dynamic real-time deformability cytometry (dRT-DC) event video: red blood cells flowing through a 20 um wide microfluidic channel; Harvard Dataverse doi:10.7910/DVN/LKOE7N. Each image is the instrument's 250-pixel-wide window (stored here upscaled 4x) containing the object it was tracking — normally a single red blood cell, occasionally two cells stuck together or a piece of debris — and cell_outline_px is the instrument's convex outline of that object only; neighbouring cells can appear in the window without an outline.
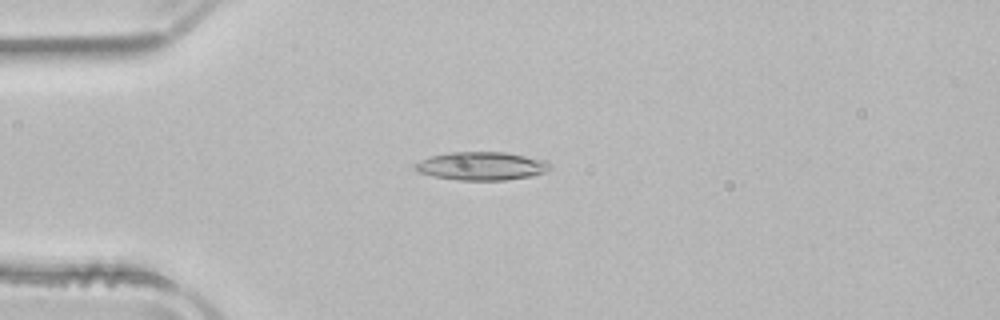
{"species": "common noctule bat (a hibernating species)", "species_latin": "Nyctalus noctula", "temperature_condition": "room temperature", "stored_images_in_passage": 51, "camera_frame_rate_fps": 3000, "um_per_image_px": 0.085, "animal": {"sex": "male", "body_mass_g": 21.5, "forearm_length_mm": 52.0}, "frame": {"image": 1, "passage_image": 13, "time_ms": 4.0, "image_size_px": [1000, 320], "cell_outline_px": [[552, 168], [544, 172], [532, 176], [504, 180], [456, 180], [432, 176], [420, 172], [416, 168], [416, 164], [432, 156], [448, 152], [504, 152], [548, 160], [552, 164]], "centroid_in_image_um": [41.02, 14.11], "position_along_channel_um": 44.0, "area_um2": 22.14}}
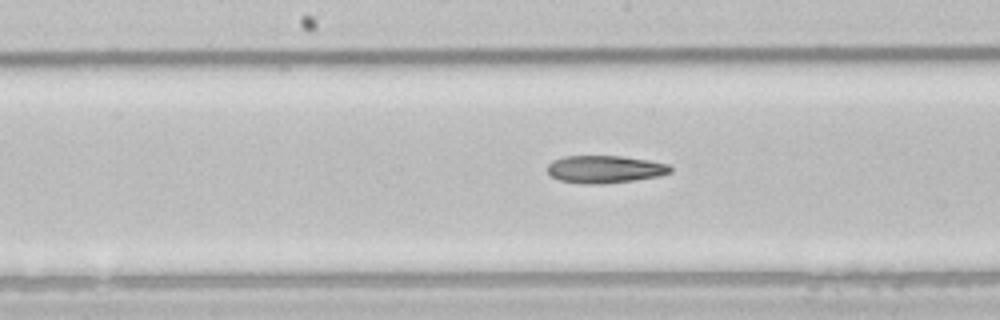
{"frame": {"image": 2, "passage_image": 26, "time_ms": 8.333, "image_size_px": [1000, 320], "cell_outline_px": [[672, 172], [660, 176], [632, 180], [600, 184], [580, 184], [560, 180], [552, 176], [548, 172], [548, 164], [552, 160], [564, 156], [620, 156], [648, 160], [668, 164], [672, 168]], "centroid_in_image_um": [51.41, 14.38], "position_along_channel_um": 196.8, "area_um2": 19.71}}
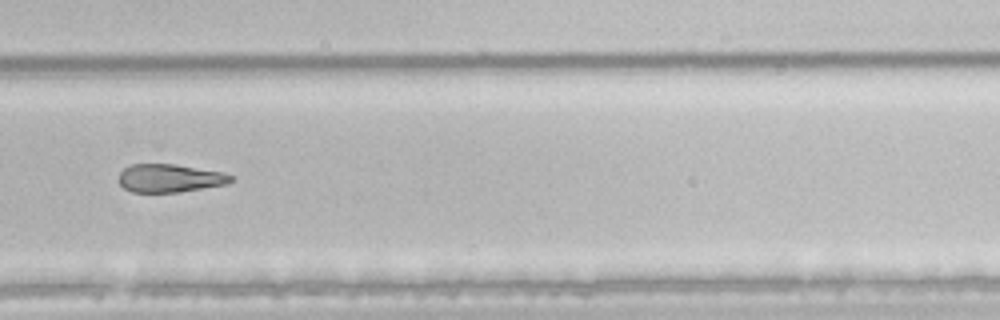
{"frame": {"image": 3, "passage_image": 35, "time_ms": 11.333, "image_size_px": [1000, 320], "cell_outline_px": [[232, 180], [228, 184], [180, 192], [132, 192], [124, 188], [116, 180], [120, 172], [124, 168], [132, 164], [176, 164], [224, 172], [232, 176]], "centroid_in_image_um": [14.41, 15.14], "position_along_channel_um": 315.4, "area_um2": 18.61}}